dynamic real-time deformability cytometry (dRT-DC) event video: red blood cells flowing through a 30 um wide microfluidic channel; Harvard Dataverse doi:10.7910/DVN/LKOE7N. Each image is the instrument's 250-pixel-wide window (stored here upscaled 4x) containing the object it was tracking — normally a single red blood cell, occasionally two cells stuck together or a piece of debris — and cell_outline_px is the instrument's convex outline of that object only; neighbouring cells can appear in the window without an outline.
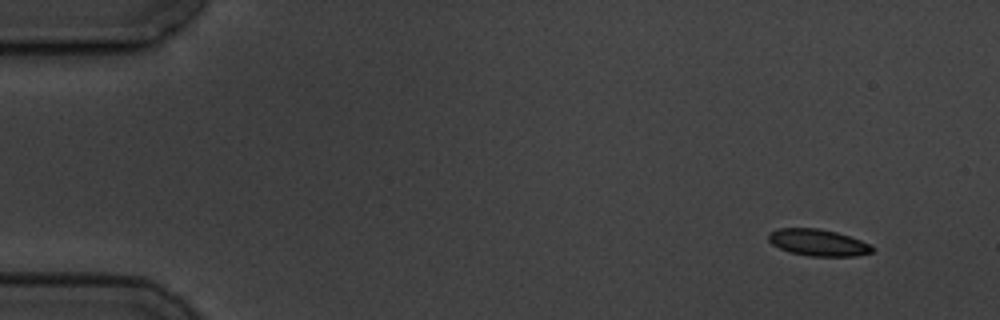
{"species": "common noctule bat (a hibernating species)", "species_latin": "Nyctalus noctula", "temperature_condition": "cold", "stored_images_in_passage": 6, "camera_frame_rate_fps": 3000, "um_per_image_px": 0.085, "animal": {"sex": "male", "body_mass_g": 19.5, "forearm_length_mm": 54.6}, "frame": {"image": 1, "passage_image": 1, "time_ms": 0.0, "image_size_px": [1000, 320], "cell_outline_px": [[876, 248], [872, 252], [856, 256], [808, 256], [788, 252], [772, 244], [768, 240], [768, 236], [772, 232], [780, 228], [820, 228], [836, 232], [860, 240]], "centroid_in_image_um": [69.54, 20.62], "position_along_channel_um": 15.5, "area_um2": 16.07}}
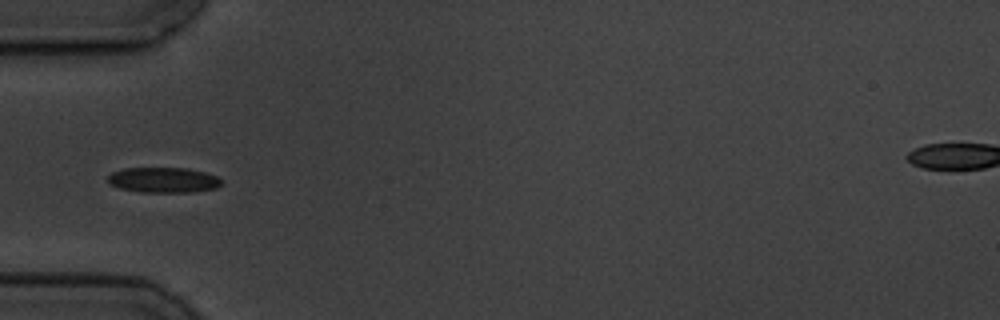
{"frame": {"image": 2, "passage_image": 5, "time_ms": 4.667, "image_size_px": [1000, 320], "cell_outline_px": [[220, 184], [216, 188], [196, 192], [140, 192], [120, 188], [108, 184], [108, 176], [112, 172], [124, 168], [188, 168], [204, 172], [216, 176], [220, 180]], "centroid_in_image_um": [13.86, 15.3], "position_along_channel_um": 71.1, "area_um2": 16.76}}
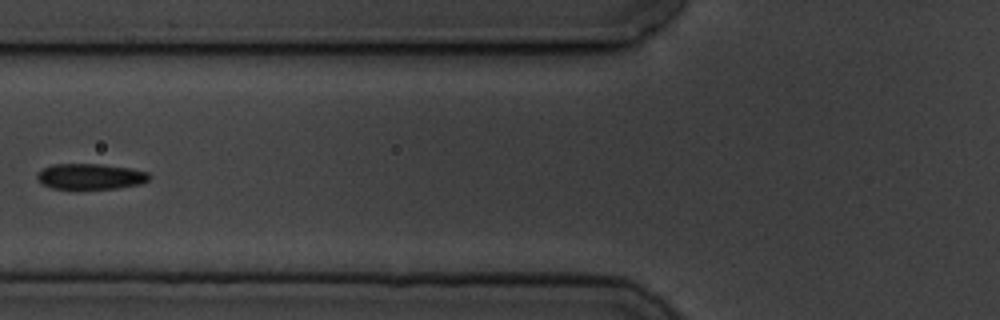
{"frame": {"image": 3, "passage_image": 6, "time_ms": 6.0, "image_size_px": [1000, 320], "cell_outline_px": [[152, 176], [148, 180], [140, 184], [116, 188], [52, 188], [40, 184], [36, 176], [36, 172], [52, 164], [100, 164], [128, 168], [148, 172]], "centroid_in_image_um": [7.65, 14.99], "position_along_channel_um": 118.1, "area_um2": 16.7}}